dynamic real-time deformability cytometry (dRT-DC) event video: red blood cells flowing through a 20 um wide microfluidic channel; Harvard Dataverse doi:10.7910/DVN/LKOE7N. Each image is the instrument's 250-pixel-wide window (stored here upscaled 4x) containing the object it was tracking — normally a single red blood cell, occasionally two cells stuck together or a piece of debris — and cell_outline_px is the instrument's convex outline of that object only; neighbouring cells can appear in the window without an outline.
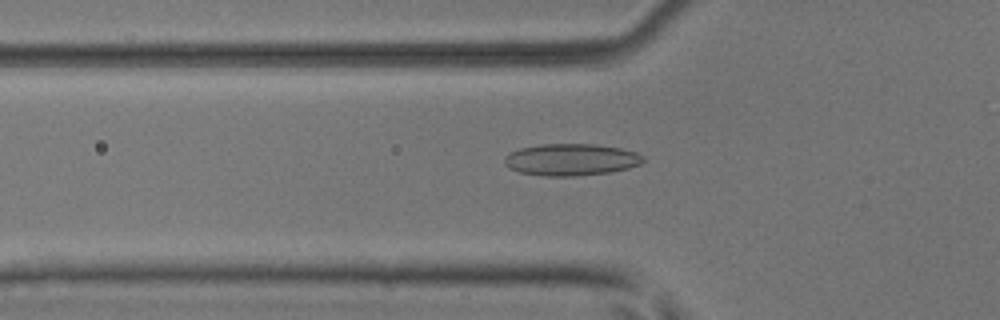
{"species": "common noctule bat (a hibernating species)", "species_latin": "Nyctalus noctula", "temperature_condition": "room temperature", "stored_images_in_passage": 48, "camera_frame_rate_fps": 3000, "um_per_image_px": 0.085, "animal": {"sex": "male", "body_mass_g": 17.9, "forearm_length_mm": 54.2}, "frame": {"image": 1, "passage_image": 18, "time_ms": 5.667, "image_size_px": [1000, 320], "cell_outline_px": [[644, 160], [640, 164], [628, 168], [612, 172], [576, 176], [544, 176], [520, 172], [508, 168], [504, 164], [504, 156], [520, 148], [540, 144], [592, 144], [620, 148], [636, 152], [644, 156]], "centroid_in_image_um": [48.53, 13.57], "position_along_channel_um": 77.3, "area_um2": 25.84}}
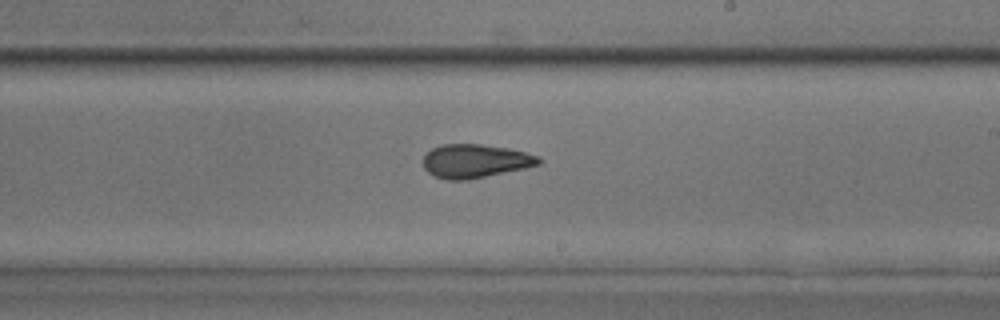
{"frame": {"image": 2, "passage_image": 31, "time_ms": 10.0, "image_size_px": [1000, 320], "cell_outline_px": [[544, 160], [540, 164], [524, 168], [468, 180], [448, 180], [436, 176], [428, 172], [424, 168], [424, 156], [432, 148], [440, 144], [480, 144], [508, 148], [540, 156]], "centroid_in_image_um": [40.41, 13.68], "position_along_channel_um": 248.6, "area_um2": 22.6}}
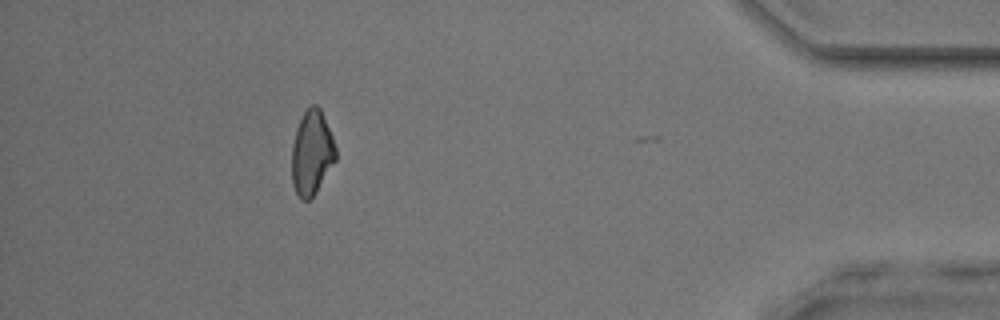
{"frame": {"image": 3, "passage_image": 47, "time_ms": 15.333, "image_size_px": [1000, 320], "cell_outline_px": [[336, 160], [316, 192], [308, 200], [300, 200], [292, 184], [292, 144], [296, 128], [304, 112], [312, 104], [316, 104], [320, 108], [332, 136], [336, 148]], "centroid_in_image_um": [26.49, 13.0], "position_along_channel_um": 408.7, "area_um2": 21.56}, "authors_computed_cell_mechanics": {"area_um2": 23.2934, "velocity_mm_per_s": 3.9566, "shape_relaxation_time_tau1_ms": 7.6804, "shape_relaxation_time_tau2_ms": 2.4865, "deformation_change_tau1": 0.1453, "deformation_change_tau2": 0.0976}}